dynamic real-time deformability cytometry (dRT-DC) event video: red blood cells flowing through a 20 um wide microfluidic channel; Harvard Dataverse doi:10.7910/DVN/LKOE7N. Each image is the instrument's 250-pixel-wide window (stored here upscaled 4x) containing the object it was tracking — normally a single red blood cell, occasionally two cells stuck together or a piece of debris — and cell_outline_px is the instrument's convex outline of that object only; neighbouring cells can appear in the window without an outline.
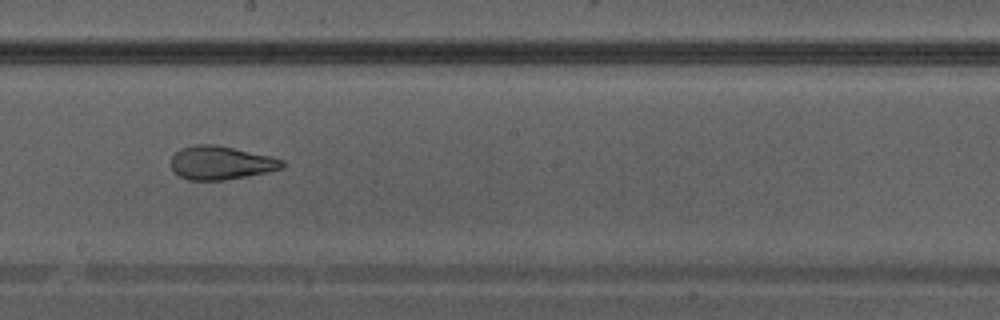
{"species": "Egyptian fruit bat (a non-hibernating species)", "species_latin": "Rousettus aegyptiacus", "temperature_condition": "warm", "stored_images_in_passage": 23, "camera_frame_rate_fps": 3000, "um_per_image_px": 0.085, "animal": {"sex": "male"}, "frame": {"image": 1, "passage_image": 10, "time_ms": 3.0, "image_size_px": [1000, 320], "cell_outline_px": [[288, 164], [284, 168], [268, 172], [224, 180], [188, 180], [180, 176], [172, 168], [172, 156], [180, 148], [192, 144], [216, 144], [272, 156], [284, 160]], "centroid_in_image_um": [18.83, 13.82], "position_along_channel_um": 229.4, "area_um2": 21.96}}